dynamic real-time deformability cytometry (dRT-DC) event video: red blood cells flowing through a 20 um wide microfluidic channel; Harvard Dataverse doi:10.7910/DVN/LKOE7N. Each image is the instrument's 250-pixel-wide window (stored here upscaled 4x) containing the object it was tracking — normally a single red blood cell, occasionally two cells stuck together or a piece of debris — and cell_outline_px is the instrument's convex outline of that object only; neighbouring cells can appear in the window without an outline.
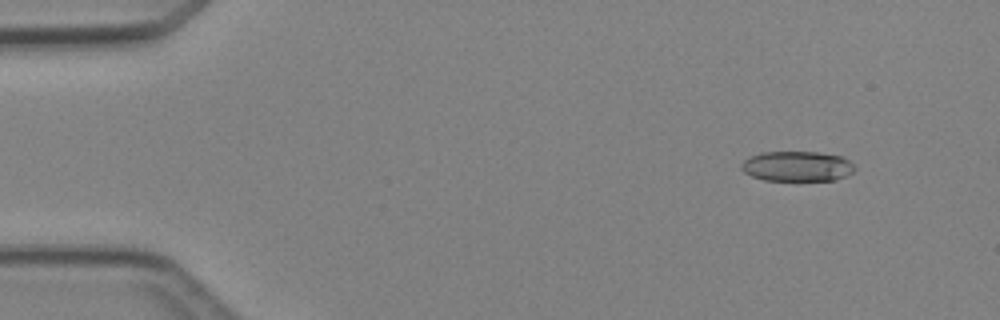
{"species": "Egyptian fruit bat (a non-hibernating species)", "species_latin": "Rousettus aegyptiacus", "temperature_condition": "cold", "stored_images_in_passage": 4, "camera_frame_rate_fps": 3000, "um_per_image_px": 0.085, "animal": {"sex": "female"}, "frame": {"image": 1, "passage_image": 1, "time_ms": 0.0, "image_size_px": [1000, 320], "cell_outline_px": [[856, 168], [848, 176], [832, 180], [764, 180], [752, 176], [744, 172], [740, 168], [740, 164], [748, 156], [760, 152], [820, 152], [840, 156], [848, 160]], "centroid_in_image_um": [67.72, 14.13], "position_along_channel_um": 17.3, "area_um2": 20.0}}